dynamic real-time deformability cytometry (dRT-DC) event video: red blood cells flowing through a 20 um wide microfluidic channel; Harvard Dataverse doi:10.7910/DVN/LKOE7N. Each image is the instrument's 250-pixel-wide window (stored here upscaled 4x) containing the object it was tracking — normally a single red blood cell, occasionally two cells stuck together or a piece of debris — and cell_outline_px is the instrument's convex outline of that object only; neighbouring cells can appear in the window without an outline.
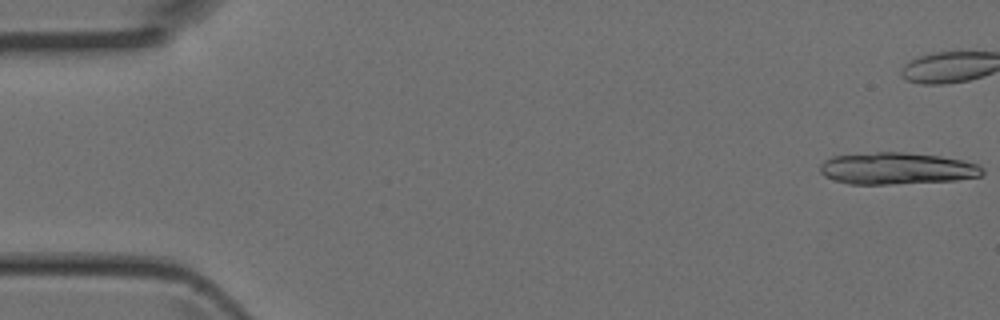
{"species": "Egyptian fruit bat (a non-hibernating species)", "species_latin": "Rousettus aegyptiacus", "temperature_condition": "room temperature", "stored_images_in_passage": 5, "camera_frame_rate_fps": 3000, "um_per_image_px": 0.085, "animal": {"sex": "female"}, "frame": {"image": 1, "passage_image": 1, "time_ms": 0.0, "image_size_px": [1000, 320], "cell_outline_px": [[984, 172], [980, 176], [956, 180], [888, 184], [848, 184], [824, 176], [820, 172], [820, 164], [824, 160], [832, 156], [876, 152], [908, 152], [940, 156], [964, 160], [980, 164], [984, 168]], "centroid_in_image_um": [76.25, 14.31], "position_along_channel_um": 8.7, "area_um2": 30.29}}